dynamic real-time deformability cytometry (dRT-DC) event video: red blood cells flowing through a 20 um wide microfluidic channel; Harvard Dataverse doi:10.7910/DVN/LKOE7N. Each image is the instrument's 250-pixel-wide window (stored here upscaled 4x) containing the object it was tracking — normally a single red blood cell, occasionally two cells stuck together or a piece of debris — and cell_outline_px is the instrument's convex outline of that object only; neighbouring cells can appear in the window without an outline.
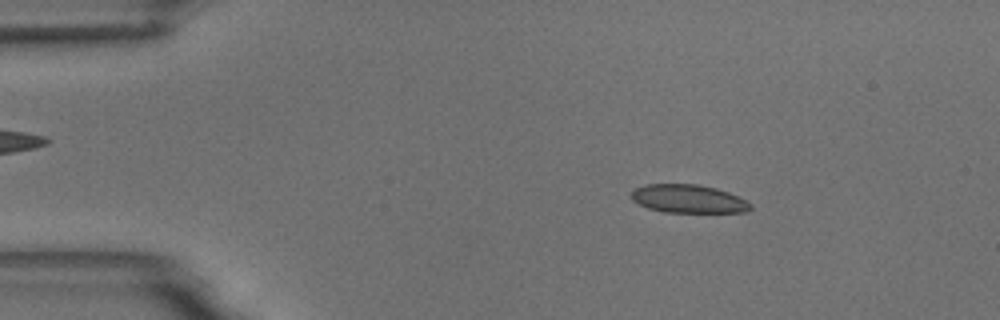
{"species": "common noctule bat (a hibernating species)", "species_latin": "Nyctalus noctula", "temperature_condition": "room temperature", "stored_images_in_passage": 50, "camera_frame_rate_fps": 3000, "um_per_image_px": 0.085, "animal": {"sex": "male", "body_mass_g": 18.8}, "frame": {"image": 1, "passage_image": 4, "time_ms": 1.0, "image_size_px": [1000, 320], "cell_outline_px": [[752, 208], [748, 212], [664, 212], [648, 208], [632, 200], [632, 192], [636, 188], [644, 184], [696, 184], [716, 188], [728, 192], [752, 204]], "centroid_in_image_um": [58.51, 16.9], "position_along_channel_um": 26.5, "area_um2": 19.54}}
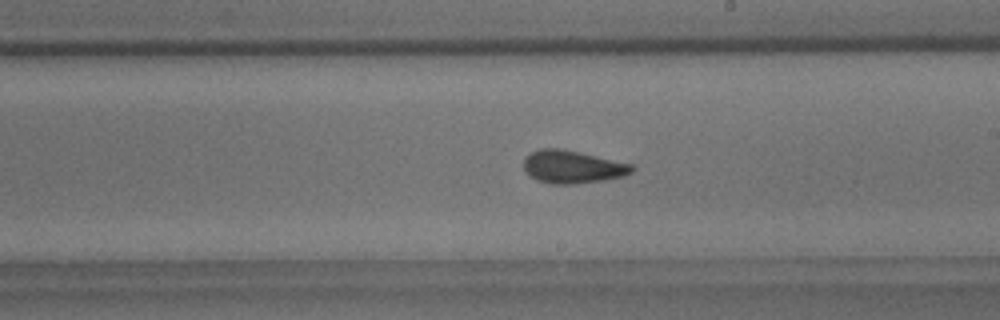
{"frame": {"image": 2, "passage_image": 27, "time_ms": 8.667, "image_size_px": [1000, 320], "cell_outline_px": [[636, 168], [632, 172], [624, 176], [604, 180], [576, 184], [552, 184], [536, 180], [524, 168], [524, 156], [540, 148], [560, 148], [580, 152], [632, 164]], "centroid_in_image_um": [48.67, 14.18], "position_along_channel_um": 240.3, "area_um2": 20.75}}
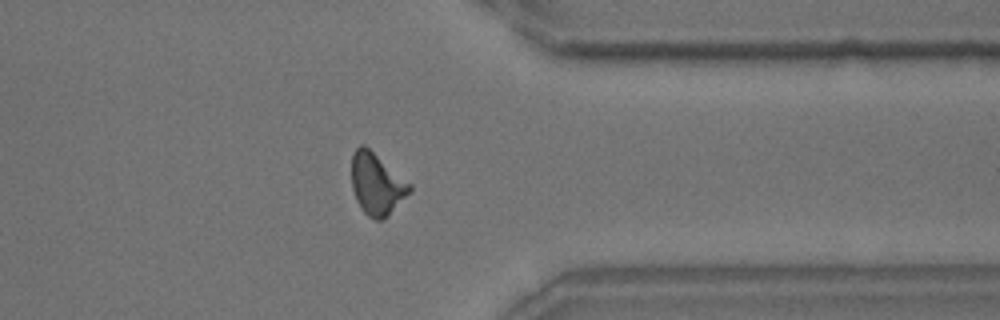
{"frame": {"image": 3, "passage_image": 39, "time_ms": 12.667, "image_size_px": [1000, 320], "cell_outline_px": [[412, 192], [384, 220], [376, 220], [368, 216], [360, 208], [356, 200], [352, 188], [352, 152], [360, 144], [364, 144], [412, 184]], "centroid_in_image_um": [32.04, 15.65], "position_along_channel_um": 379.4, "area_um2": 21.15}, "authors_computed_cell_mechanics": {"area_um2": 19.9988, "velocity_mm_per_s": 3.659, "shape_relaxation_time_tau1_ms": 6.7751, "shape_relaxation_time_tau2_ms": 2.9468, "deformation_change_tau1": 0.1372, "deformation_change_tau2": 0.0875}}